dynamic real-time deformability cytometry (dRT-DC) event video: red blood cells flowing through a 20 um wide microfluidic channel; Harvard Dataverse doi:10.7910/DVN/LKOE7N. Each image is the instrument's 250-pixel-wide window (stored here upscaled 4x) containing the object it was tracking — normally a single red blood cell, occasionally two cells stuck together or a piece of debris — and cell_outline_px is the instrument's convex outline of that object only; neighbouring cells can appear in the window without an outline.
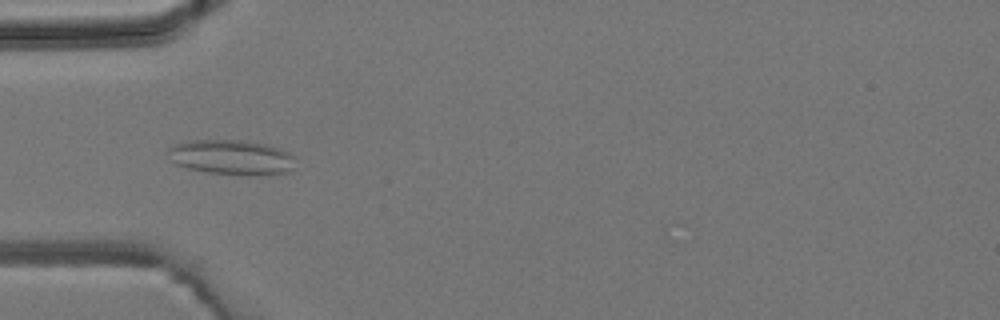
{"species": "common noctule bat (a hibernating species)", "species_latin": "Nyctalus noctula", "temperature_condition": "room temperature", "stored_images_in_passage": 4, "camera_frame_rate_fps": 3000, "um_per_image_px": 0.085, "animal": {"sex": "male", "body_mass_g": 19.2, "forearm_length_mm": 51.8}, "frame": {"image": 1, "passage_image": 3, "time_ms": 2.333, "image_size_px": [1000, 320], "cell_outline_px": [[296, 156], [292, 168], [288, 172], [268, 176], [244, 176], [208, 172], [188, 168], [176, 164], [172, 160], [168, 152], [168, 148], [172, 144], [188, 140], [244, 140], [268, 144], [280, 148]], "centroid_in_image_um": [19.73, 13.38], "position_along_channel_um": 65.3, "area_um2": 26.53}}